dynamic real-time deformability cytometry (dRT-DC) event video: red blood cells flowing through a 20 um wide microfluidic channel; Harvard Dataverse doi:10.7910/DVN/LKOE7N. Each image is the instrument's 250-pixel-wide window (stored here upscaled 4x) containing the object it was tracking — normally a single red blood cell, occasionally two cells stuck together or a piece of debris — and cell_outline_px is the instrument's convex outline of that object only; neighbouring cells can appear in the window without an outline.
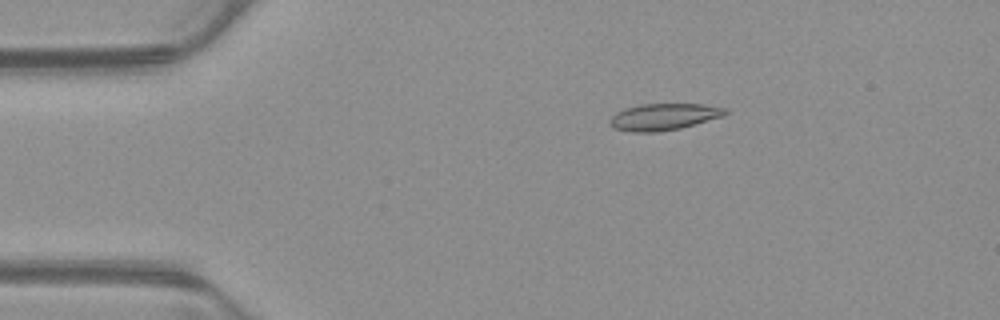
{"species": "common noctule bat (a hibernating species)", "species_latin": "Nyctalus noctula", "temperature_condition": "warm", "stored_images_in_passage": 53, "camera_frame_rate_fps": 3000, "um_per_image_px": 0.085, "animal": {"sex": "male", "body_mass_g": 23.1, "forearm_length_mm": 52.7}, "frame": {"image": 1, "passage_image": 10, "time_ms": 3.0, "image_size_px": [1000, 320], "cell_outline_px": [[728, 112], [724, 116], [680, 128], [656, 132], [632, 132], [612, 128], [608, 124], [608, 120], [616, 112], [624, 108], [640, 104], [704, 104], [728, 108]], "centroid_in_image_um": [56.39, 9.92], "position_along_channel_um": 28.6, "area_um2": 18.15}}
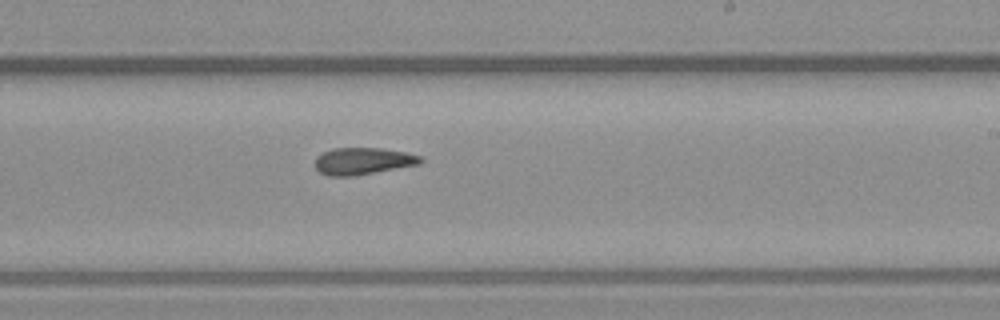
{"frame": {"image": 2, "passage_image": 32, "time_ms": 10.333, "image_size_px": [1000, 320], "cell_outline_px": [[424, 160], [420, 164], [352, 176], [328, 176], [320, 172], [316, 168], [316, 156], [332, 148], [380, 148], [404, 152], [420, 156]], "centroid_in_image_um": [30.84, 13.69], "position_along_channel_um": 258.2, "area_um2": 16.42}}
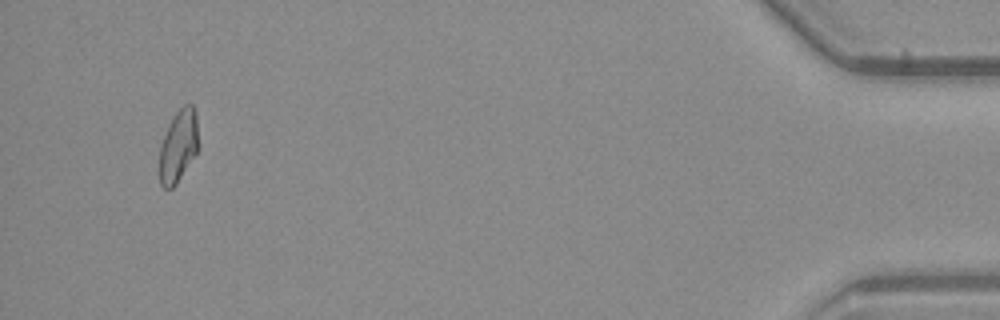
{"frame": {"image": 3, "passage_image": 51, "time_ms": 16.667, "image_size_px": [1000, 320], "cell_outline_px": [[196, 152], [176, 184], [172, 188], [164, 188], [160, 184], [160, 144], [168, 124], [176, 112], [184, 104], [192, 104], [196, 112]], "centroid_in_image_um": [15.12, 12.39], "position_along_channel_um": 420.1, "area_um2": 15.95}, "authors_computed_cell_mechanics": {"area_um2": 17.051, "velocity_mm_per_s": 3.8916, "shape_relaxation_time_tau1_ms": null, "shape_relaxation_time_tau2_ms": 4.5239, "deformation_change_tau1": null, "deformation_change_tau2": 0.1174}}